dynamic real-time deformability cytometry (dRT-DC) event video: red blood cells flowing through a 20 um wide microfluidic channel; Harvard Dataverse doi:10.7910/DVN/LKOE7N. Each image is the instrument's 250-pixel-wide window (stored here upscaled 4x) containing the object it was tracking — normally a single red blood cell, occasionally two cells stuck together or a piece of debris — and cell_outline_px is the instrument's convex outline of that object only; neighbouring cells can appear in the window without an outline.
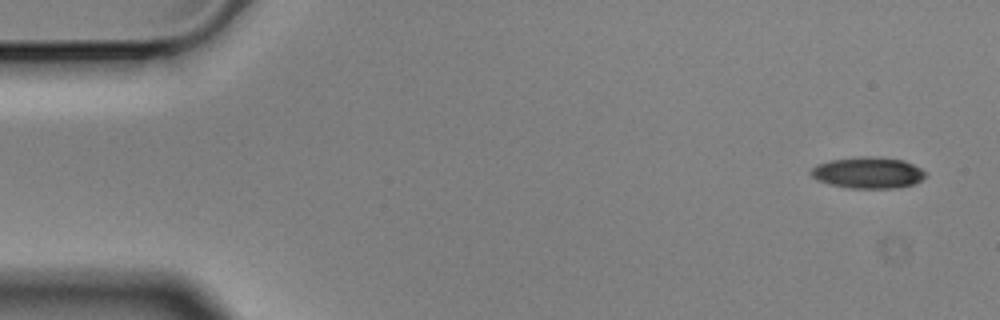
{"species": "Egyptian fruit bat (a non-hibernating species)", "species_latin": "Rousettus aegyptiacus", "temperature_condition": "cold", "stored_images_in_passage": 5, "camera_frame_rate_fps": 3000, "um_per_image_px": 0.085, "animal": {"sex": "male"}, "frame": {"image": 1, "passage_image": 1, "time_ms": 0.0, "image_size_px": [1000, 320], "cell_outline_px": [[924, 176], [920, 180], [912, 184], [896, 188], [852, 188], [832, 184], [816, 180], [808, 172], [816, 164], [832, 160], [860, 156], [872, 156], [904, 160], [920, 168], [924, 172]], "centroid_in_image_um": [73.74, 14.67], "position_along_channel_um": 11.3, "area_um2": 20.69}}
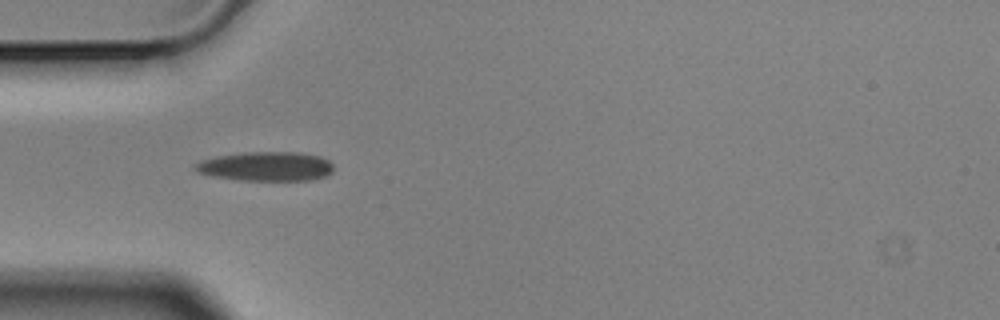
{"frame": {"image": 2, "passage_image": 4, "time_ms": 1.0, "image_size_px": [1000, 320], "cell_outline_px": [[332, 172], [324, 176], [312, 180], [240, 180], [212, 176], [200, 172], [192, 168], [200, 160], [216, 156], [244, 152], [300, 152], [320, 156], [328, 160], [332, 164]], "centroid_in_image_um": [22.61, 14.13], "position_along_channel_um": 62.4, "area_um2": 23.58}}
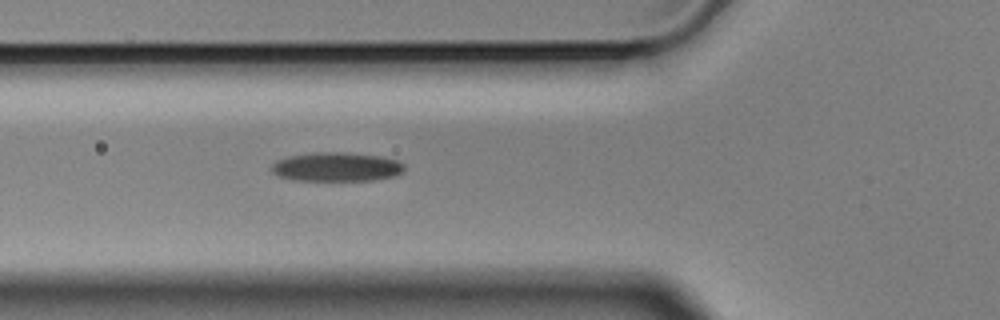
{"frame": {"image": 3, "passage_image": 5, "time_ms": 1.333, "image_size_px": [1000, 320], "cell_outline_px": [[404, 168], [400, 172], [392, 176], [372, 180], [292, 180], [276, 176], [272, 172], [272, 164], [276, 160], [288, 156], [316, 152], [336, 152], [380, 156], [396, 160], [404, 164]], "centroid_in_image_um": [28.53, 14.18], "position_along_channel_um": 97.3, "area_um2": 22.25}}